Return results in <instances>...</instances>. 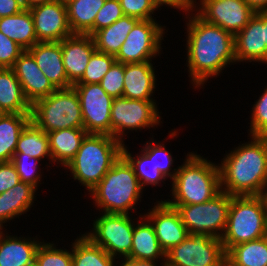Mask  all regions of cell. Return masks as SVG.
I'll use <instances>...</instances> for the list:
<instances>
[{
  "mask_svg": "<svg viewBox=\"0 0 267 266\" xmlns=\"http://www.w3.org/2000/svg\"><path fill=\"white\" fill-rule=\"evenodd\" d=\"M193 12L191 8L185 13L186 64L192 86L200 89L209 78L219 76L225 67L236 63L235 46L234 35Z\"/></svg>",
  "mask_w": 267,
  "mask_h": 266,
  "instance_id": "6da1fadb",
  "label": "cell"
},
{
  "mask_svg": "<svg viewBox=\"0 0 267 266\" xmlns=\"http://www.w3.org/2000/svg\"><path fill=\"white\" fill-rule=\"evenodd\" d=\"M219 163L220 188L231 196H257L267 184V137L249 136Z\"/></svg>",
  "mask_w": 267,
  "mask_h": 266,
  "instance_id": "7a4b0ae2",
  "label": "cell"
},
{
  "mask_svg": "<svg viewBox=\"0 0 267 266\" xmlns=\"http://www.w3.org/2000/svg\"><path fill=\"white\" fill-rule=\"evenodd\" d=\"M172 200L168 205H193L211 200L220 191V171L215 162L200 154L189 152L175 178L170 181Z\"/></svg>",
  "mask_w": 267,
  "mask_h": 266,
  "instance_id": "3957f363",
  "label": "cell"
},
{
  "mask_svg": "<svg viewBox=\"0 0 267 266\" xmlns=\"http://www.w3.org/2000/svg\"><path fill=\"white\" fill-rule=\"evenodd\" d=\"M143 191L132 166L121 155L88 194L102 213L131 214Z\"/></svg>",
  "mask_w": 267,
  "mask_h": 266,
  "instance_id": "277c9868",
  "label": "cell"
},
{
  "mask_svg": "<svg viewBox=\"0 0 267 266\" xmlns=\"http://www.w3.org/2000/svg\"><path fill=\"white\" fill-rule=\"evenodd\" d=\"M123 143L111 135L88 133L75 157L64 167L89 192L122 155Z\"/></svg>",
  "mask_w": 267,
  "mask_h": 266,
  "instance_id": "5b68a950",
  "label": "cell"
},
{
  "mask_svg": "<svg viewBox=\"0 0 267 266\" xmlns=\"http://www.w3.org/2000/svg\"><path fill=\"white\" fill-rule=\"evenodd\" d=\"M267 236V211L257 196H232L225 232L221 238L225 252L236 244Z\"/></svg>",
  "mask_w": 267,
  "mask_h": 266,
  "instance_id": "8992f818",
  "label": "cell"
},
{
  "mask_svg": "<svg viewBox=\"0 0 267 266\" xmlns=\"http://www.w3.org/2000/svg\"><path fill=\"white\" fill-rule=\"evenodd\" d=\"M31 120L46 133L84 128L79 96L73 87L56 89L31 106Z\"/></svg>",
  "mask_w": 267,
  "mask_h": 266,
  "instance_id": "52a82bcc",
  "label": "cell"
},
{
  "mask_svg": "<svg viewBox=\"0 0 267 266\" xmlns=\"http://www.w3.org/2000/svg\"><path fill=\"white\" fill-rule=\"evenodd\" d=\"M232 196L220 191L211 200L193 205H169L175 208L188 233L206 234L221 239L228 219Z\"/></svg>",
  "mask_w": 267,
  "mask_h": 266,
  "instance_id": "ba28073f",
  "label": "cell"
},
{
  "mask_svg": "<svg viewBox=\"0 0 267 266\" xmlns=\"http://www.w3.org/2000/svg\"><path fill=\"white\" fill-rule=\"evenodd\" d=\"M100 215L93 220L91 231L85 232L84 235L95 245L101 246L110 256L119 260L126 258L131 252L135 224L131 214Z\"/></svg>",
  "mask_w": 267,
  "mask_h": 266,
  "instance_id": "9c48e42d",
  "label": "cell"
},
{
  "mask_svg": "<svg viewBox=\"0 0 267 266\" xmlns=\"http://www.w3.org/2000/svg\"><path fill=\"white\" fill-rule=\"evenodd\" d=\"M226 252L221 239L198 233L188 236L165 253L166 266H222Z\"/></svg>",
  "mask_w": 267,
  "mask_h": 266,
  "instance_id": "30bf717a",
  "label": "cell"
},
{
  "mask_svg": "<svg viewBox=\"0 0 267 266\" xmlns=\"http://www.w3.org/2000/svg\"><path fill=\"white\" fill-rule=\"evenodd\" d=\"M155 100H137L118 97L111 107V136L124 143L128 131H139L160 125L161 116Z\"/></svg>",
  "mask_w": 267,
  "mask_h": 266,
  "instance_id": "8fae6325",
  "label": "cell"
},
{
  "mask_svg": "<svg viewBox=\"0 0 267 266\" xmlns=\"http://www.w3.org/2000/svg\"><path fill=\"white\" fill-rule=\"evenodd\" d=\"M165 28L156 19L139 20L128 33L115 60L123 64L152 61L161 53Z\"/></svg>",
  "mask_w": 267,
  "mask_h": 266,
  "instance_id": "7c38bea8",
  "label": "cell"
},
{
  "mask_svg": "<svg viewBox=\"0 0 267 266\" xmlns=\"http://www.w3.org/2000/svg\"><path fill=\"white\" fill-rule=\"evenodd\" d=\"M196 1L192 0L194 12L206 22L217 25L234 36L255 15L245 0H198L200 4Z\"/></svg>",
  "mask_w": 267,
  "mask_h": 266,
  "instance_id": "4fadbf2b",
  "label": "cell"
},
{
  "mask_svg": "<svg viewBox=\"0 0 267 266\" xmlns=\"http://www.w3.org/2000/svg\"><path fill=\"white\" fill-rule=\"evenodd\" d=\"M87 133L111 135V107L113 97L100 84H74Z\"/></svg>",
  "mask_w": 267,
  "mask_h": 266,
  "instance_id": "5bb4252c",
  "label": "cell"
},
{
  "mask_svg": "<svg viewBox=\"0 0 267 266\" xmlns=\"http://www.w3.org/2000/svg\"><path fill=\"white\" fill-rule=\"evenodd\" d=\"M38 42H60L73 35L67 15V7L59 0L38 4L29 8Z\"/></svg>",
  "mask_w": 267,
  "mask_h": 266,
  "instance_id": "9a60e30c",
  "label": "cell"
},
{
  "mask_svg": "<svg viewBox=\"0 0 267 266\" xmlns=\"http://www.w3.org/2000/svg\"><path fill=\"white\" fill-rule=\"evenodd\" d=\"M154 204L156 205L143 215L151 222L159 245L166 253L180 244L188 236V231L175 208L162 199Z\"/></svg>",
  "mask_w": 267,
  "mask_h": 266,
  "instance_id": "2e32d148",
  "label": "cell"
},
{
  "mask_svg": "<svg viewBox=\"0 0 267 266\" xmlns=\"http://www.w3.org/2000/svg\"><path fill=\"white\" fill-rule=\"evenodd\" d=\"M265 42V11H260L256 12L248 24L234 36L236 62L267 64Z\"/></svg>",
  "mask_w": 267,
  "mask_h": 266,
  "instance_id": "e0dca14e",
  "label": "cell"
},
{
  "mask_svg": "<svg viewBox=\"0 0 267 266\" xmlns=\"http://www.w3.org/2000/svg\"><path fill=\"white\" fill-rule=\"evenodd\" d=\"M11 69L19 80L23 94L31 106L37 100L49 96L56 90L27 50L19 56Z\"/></svg>",
  "mask_w": 267,
  "mask_h": 266,
  "instance_id": "ac0fdd59",
  "label": "cell"
},
{
  "mask_svg": "<svg viewBox=\"0 0 267 266\" xmlns=\"http://www.w3.org/2000/svg\"><path fill=\"white\" fill-rule=\"evenodd\" d=\"M61 50L68 81L74 85L82 78L96 50L94 39L91 35L73 34L61 41Z\"/></svg>",
  "mask_w": 267,
  "mask_h": 266,
  "instance_id": "d6986e66",
  "label": "cell"
},
{
  "mask_svg": "<svg viewBox=\"0 0 267 266\" xmlns=\"http://www.w3.org/2000/svg\"><path fill=\"white\" fill-rule=\"evenodd\" d=\"M56 89L72 87L66 75L60 42H37L27 50Z\"/></svg>",
  "mask_w": 267,
  "mask_h": 266,
  "instance_id": "ffe728a7",
  "label": "cell"
},
{
  "mask_svg": "<svg viewBox=\"0 0 267 266\" xmlns=\"http://www.w3.org/2000/svg\"><path fill=\"white\" fill-rule=\"evenodd\" d=\"M152 61L124 64L123 97L137 100H155L156 74Z\"/></svg>",
  "mask_w": 267,
  "mask_h": 266,
  "instance_id": "44dd1931",
  "label": "cell"
},
{
  "mask_svg": "<svg viewBox=\"0 0 267 266\" xmlns=\"http://www.w3.org/2000/svg\"><path fill=\"white\" fill-rule=\"evenodd\" d=\"M0 230V266H31L42 241L31 237H17ZM37 239V240H36Z\"/></svg>",
  "mask_w": 267,
  "mask_h": 266,
  "instance_id": "7402d4cb",
  "label": "cell"
},
{
  "mask_svg": "<svg viewBox=\"0 0 267 266\" xmlns=\"http://www.w3.org/2000/svg\"><path fill=\"white\" fill-rule=\"evenodd\" d=\"M139 218L141 221L137 220L134 224L131 252L126 258L165 263V252L151 222L143 214Z\"/></svg>",
  "mask_w": 267,
  "mask_h": 266,
  "instance_id": "603a6c76",
  "label": "cell"
},
{
  "mask_svg": "<svg viewBox=\"0 0 267 266\" xmlns=\"http://www.w3.org/2000/svg\"><path fill=\"white\" fill-rule=\"evenodd\" d=\"M37 190L31 184L20 181L0 194V230L5 229L3 223L19 218L31 209Z\"/></svg>",
  "mask_w": 267,
  "mask_h": 266,
  "instance_id": "cb8c5ba5",
  "label": "cell"
},
{
  "mask_svg": "<svg viewBox=\"0 0 267 266\" xmlns=\"http://www.w3.org/2000/svg\"><path fill=\"white\" fill-rule=\"evenodd\" d=\"M52 163L65 167L76 155L88 134L84 128H69L48 132Z\"/></svg>",
  "mask_w": 267,
  "mask_h": 266,
  "instance_id": "d4e9b609",
  "label": "cell"
},
{
  "mask_svg": "<svg viewBox=\"0 0 267 266\" xmlns=\"http://www.w3.org/2000/svg\"><path fill=\"white\" fill-rule=\"evenodd\" d=\"M0 32L24 50H29L38 42L29 8L23 9L18 14L0 18Z\"/></svg>",
  "mask_w": 267,
  "mask_h": 266,
  "instance_id": "484cf974",
  "label": "cell"
},
{
  "mask_svg": "<svg viewBox=\"0 0 267 266\" xmlns=\"http://www.w3.org/2000/svg\"><path fill=\"white\" fill-rule=\"evenodd\" d=\"M106 0H72L66 4L73 34L94 35V21Z\"/></svg>",
  "mask_w": 267,
  "mask_h": 266,
  "instance_id": "4316f807",
  "label": "cell"
},
{
  "mask_svg": "<svg viewBox=\"0 0 267 266\" xmlns=\"http://www.w3.org/2000/svg\"><path fill=\"white\" fill-rule=\"evenodd\" d=\"M139 21L138 18L124 15L110 26L98 30L92 37L96 50L116 56L128 33Z\"/></svg>",
  "mask_w": 267,
  "mask_h": 266,
  "instance_id": "83f0119b",
  "label": "cell"
},
{
  "mask_svg": "<svg viewBox=\"0 0 267 266\" xmlns=\"http://www.w3.org/2000/svg\"><path fill=\"white\" fill-rule=\"evenodd\" d=\"M30 121L31 113H7L0 118V162L12 160L19 136Z\"/></svg>",
  "mask_w": 267,
  "mask_h": 266,
  "instance_id": "f1b7e54d",
  "label": "cell"
},
{
  "mask_svg": "<svg viewBox=\"0 0 267 266\" xmlns=\"http://www.w3.org/2000/svg\"><path fill=\"white\" fill-rule=\"evenodd\" d=\"M0 105L7 113H31V105L11 68H0Z\"/></svg>",
  "mask_w": 267,
  "mask_h": 266,
  "instance_id": "f546056e",
  "label": "cell"
},
{
  "mask_svg": "<svg viewBox=\"0 0 267 266\" xmlns=\"http://www.w3.org/2000/svg\"><path fill=\"white\" fill-rule=\"evenodd\" d=\"M71 247L72 266H118L116 258L110 256L101 246L95 245L84 234L77 237Z\"/></svg>",
  "mask_w": 267,
  "mask_h": 266,
  "instance_id": "4dcf8cb0",
  "label": "cell"
},
{
  "mask_svg": "<svg viewBox=\"0 0 267 266\" xmlns=\"http://www.w3.org/2000/svg\"><path fill=\"white\" fill-rule=\"evenodd\" d=\"M15 153H25L40 161L47 158L52 163L48 134L32 120L20 134Z\"/></svg>",
  "mask_w": 267,
  "mask_h": 266,
  "instance_id": "1f68e13d",
  "label": "cell"
},
{
  "mask_svg": "<svg viewBox=\"0 0 267 266\" xmlns=\"http://www.w3.org/2000/svg\"><path fill=\"white\" fill-rule=\"evenodd\" d=\"M226 259L234 266H267V236L236 244L226 252Z\"/></svg>",
  "mask_w": 267,
  "mask_h": 266,
  "instance_id": "d6a6232c",
  "label": "cell"
},
{
  "mask_svg": "<svg viewBox=\"0 0 267 266\" xmlns=\"http://www.w3.org/2000/svg\"><path fill=\"white\" fill-rule=\"evenodd\" d=\"M127 148L125 143H123L122 156L132 166L142 189H145L144 187L150 185L160 187V184L167 180L154 164V154H145L141 150L136 157L135 155H131L132 153H130Z\"/></svg>",
  "mask_w": 267,
  "mask_h": 266,
  "instance_id": "836d02e7",
  "label": "cell"
},
{
  "mask_svg": "<svg viewBox=\"0 0 267 266\" xmlns=\"http://www.w3.org/2000/svg\"><path fill=\"white\" fill-rule=\"evenodd\" d=\"M115 61V56L95 50L82 78L75 84H99Z\"/></svg>",
  "mask_w": 267,
  "mask_h": 266,
  "instance_id": "e575fe53",
  "label": "cell"
},
{
  "mask_svg": "<svg viewBox=\"0 0 267 266\" xmlns=\"http://www.w3.org/2000/svg\"><path fill=\"white\" fill-rule=\"evenodd\" d=\"M53 242H41L35 255L37 266H72V248H57Z\"/></svg>",
  "mask_w": 267,
  "mask_h": 266,
  "instance_id": "d590c367",
  "label": "cell"
},
{
  "mask_svg": "<svg viewBox=\"0 0 267 266\" xmlns=\"http://www.w3.org/2000/svg\"><path fill=\"white\" fill-rule=\"evenodd\" d=\"M11 162L16 168L20 181L31 184L38 189L42 178V174L39 172L41 168L38 167L40 160L25 153H15Z\"/></svg>",
  "mask_w": 267,
  "mask_h": 266,
  "instance_id": "8d00e7d4",
  "label": "cell"
},
{
  "mask_svg": "<svg viewBox=\"0 0 267 266\" xmlns=\"http://www.w3.org/2000/svg\"><path fill=\"white\" fill-rule=\"evenodd\" d=\"M149 141L143 145L141 150L145 154H154V164L156 167H158L159 171L165 176L166 179L170 178L173 180L178 171V167L172 170L174 159L171 155V152L166 150L163 142L161 144V142L158 143L154 139H152V141L150 139Z\"/></svg>",
  "mask_w": 267,
  "mask_h": 266,
  "instance_id": "74e56055",
  "label": "cell"
},
{
  "mask_svg": "<svg viewBox=\"0 0 267 266\" xmlns=\"http://www.w3.org/2000/svg\"><path fill=\"white\" fill-rule=\"evenodd\" d=\"M250 116L249 136L267 137V87L253 104Z\"/></svg>",
  "mask_w": 267,
  "mask_h": 266,
  "instance_id": "f35d334b",
  "label": "cell"
},
{
  "mask_svg": "<svg viewBox=\"0 0 267 266\" xmlns=\"http://www.w3.org/2000/svg\"><path fill=\"white\" fill-rule=\"evenodd\" d=\"M105 92L113 97H123L124 64L115 61L99 83Z\"/></svg>",
  "mask_w": 267,
  "mask_h": 266,
  "instance_id": "ab89813d",
  "label": "cell"
},
{
  "mask_svg": "<svg viewBox=\"0 0 267 266\" xmlns=\"http://www.w3.org/2000/svg\"><path fill=\"white\" fill-rule=\"evenodd\" d=\"M124 16L119 0H106L94 21V34Z\"/></svg>",
  "mask_w": 267,
  "mask_h": 266,
  "instance_id": "60d3db41",
  "label": "cell"
},
{
  "mask_svg": "<svg viewBox=\"0 0 267 266\" xmlns=\"http://www.w3.org/2000/svg\"><path fill=\"white\" fill-rule=\"evenodd\" d=\"M124 15L138 18L139 20L154 19L155 11L158 9L151 0H119Z\"/></svg>",
  "mask_w": 267,
  "mask_h": 266,
  "instance_id": "b9f144b4",
  "label": "cell"
},
{
  "mask_svg": "<svg viewBox=\"0 0 267 266\" xmlns=\"http://www.w3.org/2000/svg\"><path fill=\"white\" fill-rule=\"evenodd\" d=\"M25 50L0 32V68H12Z\"/></svg>",
  "mask_w": 267,
  "mask_h": 266,
  "instance_id": "7bdbcfd3",
  "label": "cell"
},
{
  "mask_svg": "<svg viewBox=\"0 0 267 266\" xmlns=\"http://www.w3.org/2000/svg\"><path fill=\"white\" fill-rule=\"evenodd\" d=\"M20 182V177L14 164L9 162H0V194L14 187Z\"/></svg>",
  "mask_w": 267,
  "mask_h": 266,
  "instance_id": "ee69618b",
  "label": "cell"
},
{
  "mask_svg": "<svg viewBox=\"0 0 267 266\" xmlns=\"http://www.w3.org/2000/svg\"><path fill=\"white\" fill-rule=\"evenodd\" d=\"M23 9L22 0H0V18L18 14Z\"/></svg>",
  "mask_w": 267,
  "mask_h": 266,
  "instance_id": "f6af8a7d",
  "label": "cell"
},
{
  "mask_svg": "<svg viewBox=\"0 0 267 266\" xmlns=\"http://www.w3.org/2000/svg\"><path fill=\"white\" fill-rule=\"evenodd\" d=\"M151 2L159 10H161L160 7H164V5L182 10L184 13L192 8V0H151Z\"/></svg>",
  "mask_w": 267,
  "mask_h": 266,
  "instance_id": "bcb514c9",
  "label": "cell"
},
{
  "mask_svg": "<svg viewBox=\"0 0 267 266\" xmlns=\"http://www.w3.org/2000/svg\"><path fill=\"white\" fill-rule=\"evenodd\" d=\"M118 266H158V261L136 260L130 258H124L119 260ZM161 266H166L165 263H160Z\"/></svg>",
  "mask_w": 267,
  "mask_h": 266,
  "instance_id": "7dc6e473",
  "label": "cell"
},
{
  "mask_svg": "<svg viewBox=\"0 0 267 266\" xmlns=\"http://www.w3.org/2000/svg\"><path fill=\"white\" fill-rule=\"evenodd\" d=\"M248 6L256 13L267 11V0H245Z\"/></svg>",
  "mask_w": 267,
  "mask_h": 266,
  "instance_id": "c3c4849f",
  "label": "cell"
},
{
  "mask_svg": "<svg viewBox=\"0 0 267 266\" xmlns=\"http://www.w3.org/2000/svg\"><path fill=\"white\" fill-rule=\"evenodd\" d=\"M51 1H54V0H22V3H23L24 8H30L32 6L51 2Z\"/></svg>",
  "mask_w": 267,
  "mask_h": 266,
  "instance_id": "681fc988",
  "label": "cell"
},
{
  "mask_svg": "<svg viewBox=\"0 0 267 266\" xmlns=\"http://www.w3.org/2000/svg\"><path fill=\"white\" fill-rule=\"evenodd\" d=\"M263 201L264 208L267 211V184L263 187L261 194L259 195Z\"/></svg>",
  "mask_w": 267,
  "mask_h": 266,
  "instance_id": "f907efd6",
  "label": "cell"
},
{
  "mask_svg": "<svg viewBox=\"0 0 267 266\" xmlns=\"http://www.w3.org/2000/svg\"><path fill=\"white\" fill-rule=\"evenodd\" d=\"M265 35H266V47H267V11H265Z\"/></svg>",
  "mask_w": 267,
  "mask_h": 266,
  "instance_id": "816d5d0a",
  "label": "cell"
},
{
  "mask_svg": "<svg viewBox=\"0 0 267 266\" xmlns=\"http://www.w3.org/2000/svg\"><path fill=\"white\" fill-rule=\"evenodd\" d=\"M7 112L4 110V108L0 105V118L5 116Z\"/></svg>",
  "mask_w": 267,
  "mask_h": 266,
  "instance_id": "f5cc1de1",
  "label": "cell"
},
{
  "mask_svg": "<svg viewBox=\"0 0 267 266\" xmlns=\"http://www.w3.org/2000/svg\"><path fill=\"white\" fill-rule=\"evenodd\" d=\"M222 266H234V265H232L227 259H225Z\"/></svg>",
  "mask_w": 267,
  "mask_h": 266,
  "instance_id": "db71d44e",
  "label": "cell"
},
{
  "mask_svg": "<svg viewBox=\"0 0 267 266\" xmlns=\"http://www.w3.org/2000/svg\"><path fill=\"white\" fill-rule=\"evenodd\" d=\"M59 1H61L62 3H64L66 5L67 3H69L72 0H59Z\"/></svg>",
  "mask_w": 267,
  "mask_h": 266,
  "instance_id": "11a10c76",
  "label": "cell"
}]
</instances>
